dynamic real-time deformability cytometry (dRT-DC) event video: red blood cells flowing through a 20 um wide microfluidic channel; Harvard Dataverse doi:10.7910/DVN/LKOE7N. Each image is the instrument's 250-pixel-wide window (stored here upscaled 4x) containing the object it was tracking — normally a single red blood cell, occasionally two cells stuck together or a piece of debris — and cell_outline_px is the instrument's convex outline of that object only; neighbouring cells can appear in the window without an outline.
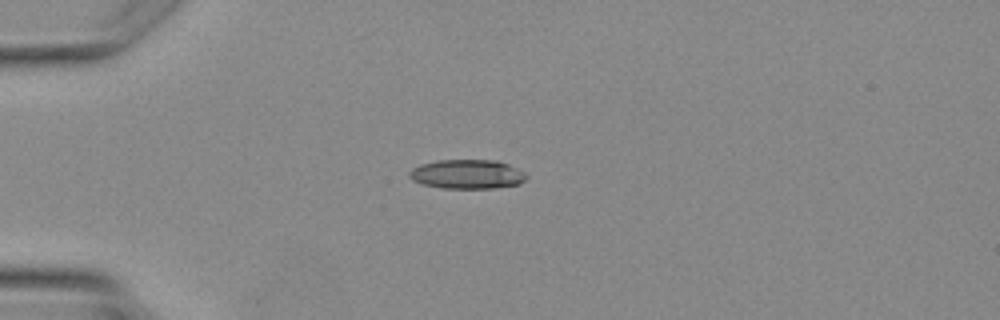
{"species": "Egyptian fruit bat (a non-hibernating species)", "species_latin": "Rousettus aegyptiacus", "temperature_condition": "warm", "stored_images_in_passage": 2, "camera_frame_rate_fps": 3000, "um_per_image_px": 0.085, "animal": {"sex": "female"}, "frame": {"image": 1, "passage_image": 1, "time_ms": 0.0, "image_size_px": [1000, 320], "cell_outline_px": [[528, 176], [520, 184], [492, 188], [444, 188], [424, 184], [412, 180], [408, 176], [408, 172], [412, 168], [420, 164], [436, 160], [496, 160], [508, 164], [524, 172]], "centroid_in_image_um": [39.69, 14.8], "position_along_channel_um": 45.3, "area_um2": 19.94}}